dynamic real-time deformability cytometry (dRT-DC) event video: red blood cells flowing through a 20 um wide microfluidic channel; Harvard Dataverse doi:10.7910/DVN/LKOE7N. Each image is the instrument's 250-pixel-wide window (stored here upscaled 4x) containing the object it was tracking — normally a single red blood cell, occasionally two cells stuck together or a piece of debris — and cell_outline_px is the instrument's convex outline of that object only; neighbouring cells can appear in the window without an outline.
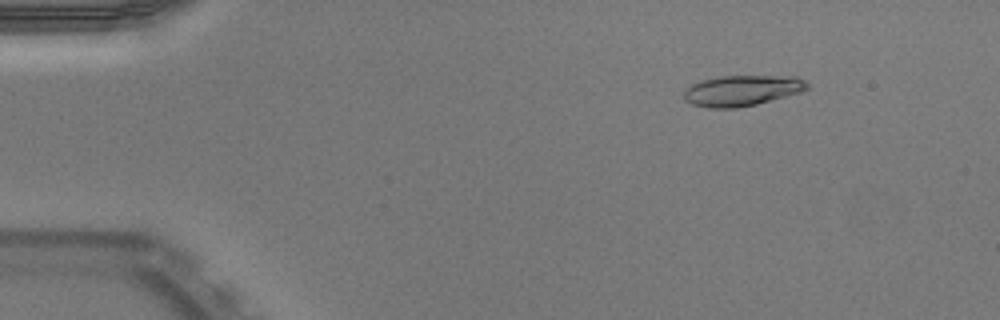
{"species": "Egyptian fruit bat (a non-hibernating species)", "species_latin": "Rousettus aegyptiacus", "temperature_condition": "warm", "stored_images_in_passage": 51, "camera_frame_rate_fps": 3000, "um_per_image_px": 0.085, "animal": {"sex": "male"}, "frame": {"image": 1, "passage_image": 7, "time_ms": 2.0, "image_size_px": [1000, 320], "cell_outline_px": [[808, 88], [804, 92], [756, 104], [736, 108], [708, 108], [692, 104], [684, 100], [684, 92], [692, 84], [700, 80], [720, 76], [796, 76], [804, 80], [808, 84]], "centroid_in_image_um": [63.09, 7.7], "position_along_channel_um": 21.9, "area_um2": 22.2}}
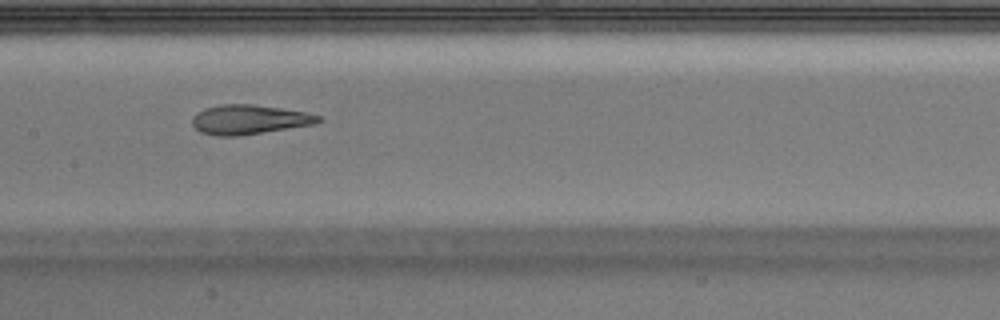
{"frame": {"image": 2, "passage_image": 26, "time_ms": 8.333, "image_size_px": [1000, 320], "cell_outline_px": [[324, 120], [316, 124], [240, 136], [216, 136], [200, 132], [192, 124], [192, 116], [196, 112], [204, 108], [220, 104], [252, 104], [280, 108], [304, 112], [320, 116]], "centroid_in_image_um": [21.16, 10.17], "position_along_channel_um": 186.2, "area_um2": 21.85}}
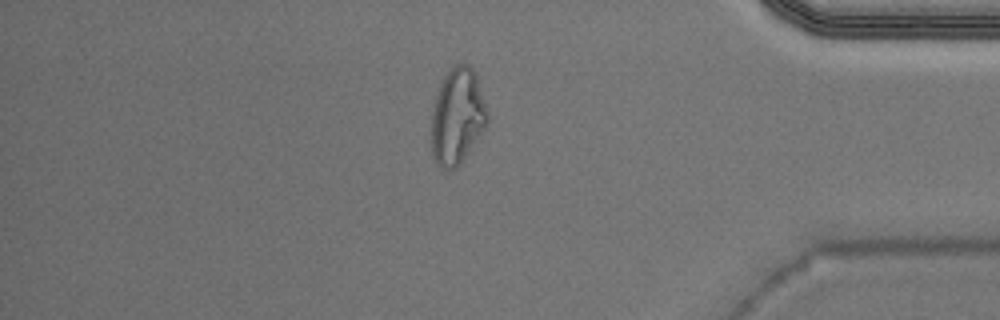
{"frame": {"image": 3, "passage_image": 44, "time_ms": 14.333, "image_size_px": [1000, 320], "cell_outline_px": [[488, 124], [460, 164], [456, 168], [448, 172], [440, 168], [436, 164], [432, 156], [432, 112], [440, 80], [452, 64], [468, 64], [472, 68], [476, 76], [488, 108]], "centroid_in_image_um": [38.87, 9.9], "position_along_channel_um": 396.3, "area_um2": 31.85}, "authors_computed_cell_mechanics": {"area_um2": 22.0218, "velocity_mm_per_s": 3.9595, "shape_relaxation_time_tau1_ms": 7.3493, "shape_relaxation_time_tau2_ms": 1.3779, "deformation_change_tau1": 0.2893, "deformation_change_tau2": 0.1046}}